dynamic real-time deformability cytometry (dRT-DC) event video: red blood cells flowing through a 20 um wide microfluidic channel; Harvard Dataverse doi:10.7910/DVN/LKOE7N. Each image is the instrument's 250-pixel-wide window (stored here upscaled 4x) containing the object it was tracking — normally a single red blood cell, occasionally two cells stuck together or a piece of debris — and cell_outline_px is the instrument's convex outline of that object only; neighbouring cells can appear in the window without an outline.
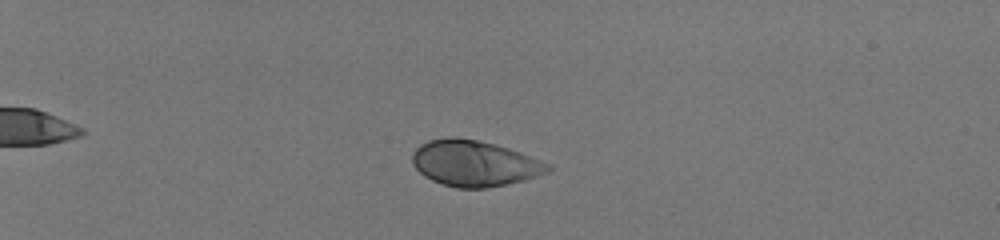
{"species": "human", "species_latin": "Homo sapiens", "temperature_condition": "room temperature", "stored_images_in_passage": 56, "camera_frame_rate_fps": 3000, "um_per_image_px": 0.085, "donor": {"sex": "male"}, "frame": {"image": 1, "passage_image": 18, "time_ms": 5.667, "image_size_px": [1000, 240], "cell_outline_px": [[552, 168], [548, 172], [524, 180], [508, 184], [484, 188], [456, 188], [432, 180], [424, 176], [412, 164], [412, 152], [420, 144], [428, 140], [448, 136], [456, 136], [496, 144], [520, 152], [552, 164]], "centroid_in_image_um": [40.32, 13.87], "position_along_channel_um": 44.7, "area_um2": 36.47}}
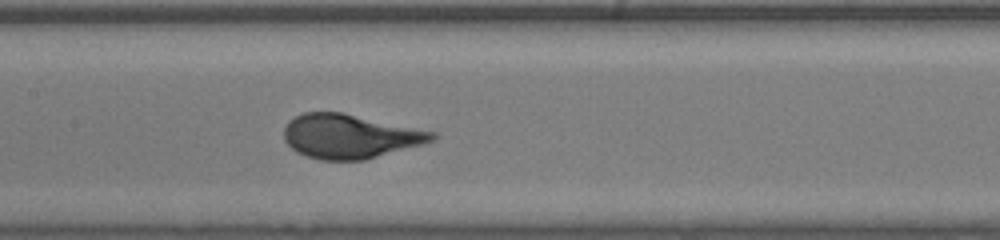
{"frame": {"image": 2, "passage_image": 34, "time_ms": 11.0, "image_size_px": [1000, 240], "cell_outline_px": [[440, 136], [424, 144], [364, 160], [320, 160], [296, 152], [284, 140], [284, 128], [288, 120], [304, 112], [340, 112], [436, 132]], "centroid_in_image_um": [29.74, 11.59], "position_along_channel_um": 177.7, "area_um2": 38.03}}
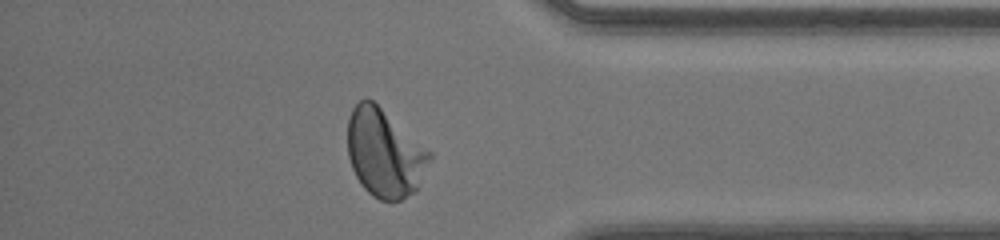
{"frame": {"image": 3, "passage_image": 51, "time_ms": 16.667, "image_size_px": [1000, 240], "cell_outline_px": [[432, 156], [416, 192], [400, 200], [380, 200], [372, 196], [364, 188], [356, 176], [352, 168], [348, 156], [348, 116], [352, 108], [360, 100], [372, 100], [432, 152]], "centroid_in_image_um": [32.69, 13.03], "position_along_channel_um": 402.5, "area_um2": 41.85}}